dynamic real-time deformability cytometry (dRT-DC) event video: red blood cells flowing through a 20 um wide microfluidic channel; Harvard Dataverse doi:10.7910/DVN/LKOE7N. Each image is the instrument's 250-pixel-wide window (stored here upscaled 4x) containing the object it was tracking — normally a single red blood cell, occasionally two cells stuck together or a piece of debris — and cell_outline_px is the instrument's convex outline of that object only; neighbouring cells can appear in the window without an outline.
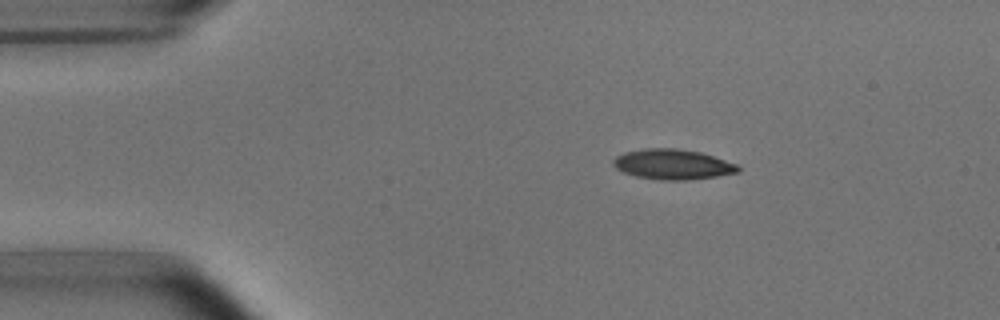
{"species": "common noctule bat (a hibernating species)", "species_latin": "Nyctalus noctula", "temperature_condition": "room temperature", "stored_images_in_passage": 2, "camera_frame_rate_fps": 3000, "um_per_image_px": 0.085, "animal": {"sex": "male", "body_mass_g": 15.6}, "frame": {"image": 1, "passage_image": 1, "time_ms": 0.0, "image_size_px": [1000, 320], "cell_outline_px": [[740, 172], [716, 176], [684, 180], [656, 180], [636, 176], [624, 172], [616, 168], [612, 164], [612, 160], [616, 156], [624, 152], [644, 148], [676, 148], [700, 152], [740, 164]], "centroid_in_image_um": [57.19, 13.96], "position_along_channel_um": 27.8, "area_um2": 22.14}}